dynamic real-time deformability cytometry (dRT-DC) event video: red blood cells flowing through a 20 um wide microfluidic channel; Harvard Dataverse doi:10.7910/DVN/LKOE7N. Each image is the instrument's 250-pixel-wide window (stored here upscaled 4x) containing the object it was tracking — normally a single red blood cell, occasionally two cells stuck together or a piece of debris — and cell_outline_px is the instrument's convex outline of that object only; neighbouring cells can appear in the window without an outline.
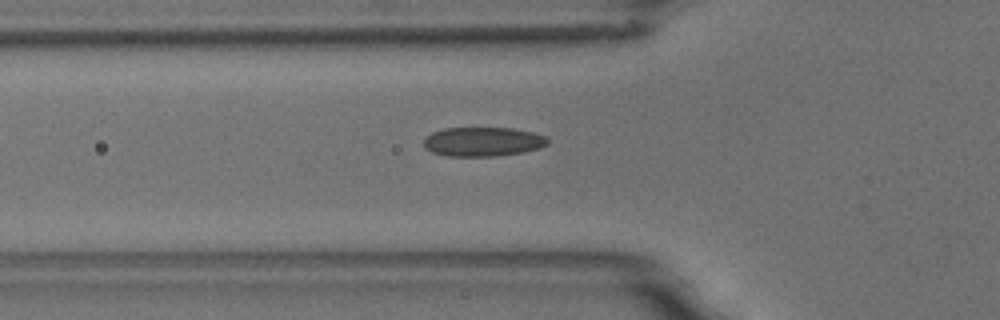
{"species": "common noctule bat (a hibernating species)", "species_latin": "Nyctalus noctula", "temperature_condition": "room temperature", "stored_images_in_passage": 43, "camera_frame_rate_fps": 3000, "um_per_image_px": 0.085, "animal": {"sex": "male", "body_mass_g": 18.8}, "frame": {"image": 1, "passage_image": 7, "time_ms": 2.0, "image_size_px": [1000, 320], "cell_outline_px": [[548, 144], [540, 148], [524, 152], [496, 156], [448, 156], [432, 152], [424, 148], [424, 136], [432, 132], [444, 128], [512, 128], [532, 132], [544, 136], [548, 140]], "centroid_in_image_um": [41.02, 12.04], "position_along_channel_um": 84.8, "area_um2": 21.21}}